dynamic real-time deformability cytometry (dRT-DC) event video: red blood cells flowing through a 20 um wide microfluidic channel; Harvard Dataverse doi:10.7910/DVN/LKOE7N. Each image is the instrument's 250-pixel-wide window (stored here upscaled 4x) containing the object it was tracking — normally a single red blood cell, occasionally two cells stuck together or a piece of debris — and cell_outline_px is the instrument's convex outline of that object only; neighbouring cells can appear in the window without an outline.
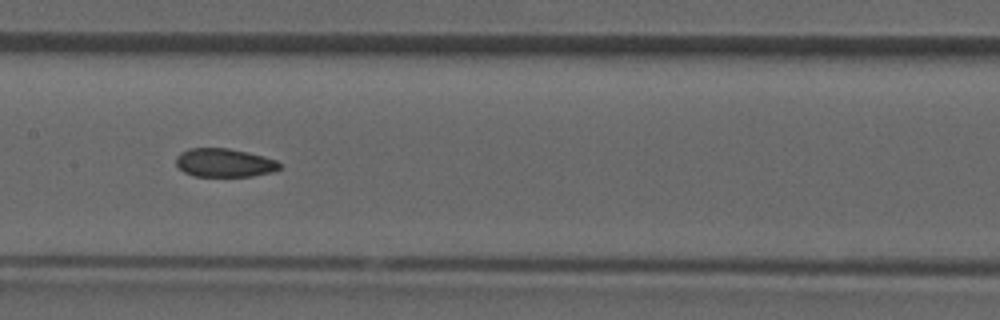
{"species": "common noctule bat (a hibernating species)", "species_latin": "Nyctalus noctula", "temperature_condition": "room temperature", "stored_images_in_passage": 29, "camera_frame_rate_fps": 3000, "um_per_image_px": 0.085, "animal": {"sex": "male", "forearm_length_mm": 52.5}, "frame": {"image": 1, "passage_image": 9, "time_ms": 2.667, "image_size_px": [1000, 320], "cell_outline_px": [[284, 164], [280, 168], [272, 172], [252, 176], [192, 176], [184, 172], [176, 164], [176, 156], [180, 152], [188, 148], [228, 148], [248, 152], [264, 156], [276, 160]], "centroid_in_image_um": [19.08, 13.83], "position_along_channel_um": 188.3, "area_um2": 17.4}}